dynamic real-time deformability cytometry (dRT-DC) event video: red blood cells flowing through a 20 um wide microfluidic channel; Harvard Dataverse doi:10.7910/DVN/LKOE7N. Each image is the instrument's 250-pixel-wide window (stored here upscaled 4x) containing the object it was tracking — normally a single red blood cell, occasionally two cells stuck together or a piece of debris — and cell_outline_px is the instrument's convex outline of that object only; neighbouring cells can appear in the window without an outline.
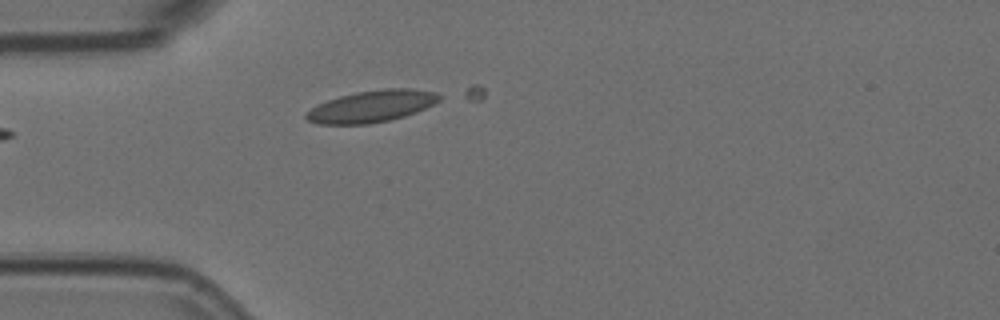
{"species": "Egyptian fruit bat (a non-hibernating species)", "species_latin": "Rousettus aegyptiacus", "temperature_condition": "room temperature", "stored_images_in_passage": 2, "camera_frame_rate_fps": 3000, "um_per_image_px": 0.085, "animal": {"sex": "female"}, "frame": {"image": 1, "passage_image": 2, "time_ms": 0.333, "image_size_px": [1000, 320], "cell_outline_px": [[440, 100], [416, 112], [404, 116], [388, 120], [368, 124], [320, 124], [308, 120], [304, 116], [312, 108], [328, 100], [340, 96], [356, 92], [384, 88], [412, 88], [436, 92], [440, 96]], "centroid_in_image_um": [31.61, 9.02], "position_along_channel_um": 53.4, "area_um2": 24.33}}